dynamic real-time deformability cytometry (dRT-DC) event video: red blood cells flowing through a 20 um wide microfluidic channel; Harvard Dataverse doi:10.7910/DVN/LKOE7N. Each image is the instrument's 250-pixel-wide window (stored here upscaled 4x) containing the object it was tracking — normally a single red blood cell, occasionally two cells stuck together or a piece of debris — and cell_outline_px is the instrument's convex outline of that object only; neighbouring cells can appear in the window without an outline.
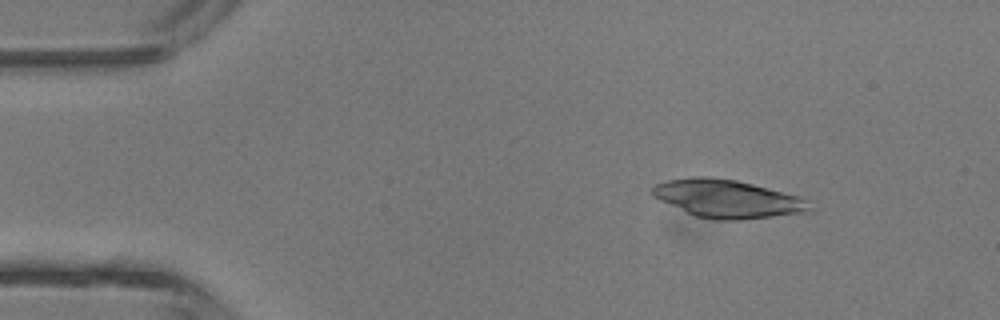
{"species": "common noctule bat (a hibernating species)", "species_latin": "Nyctalus noctula", "temperature_condition": "room temperature", "stored_images_in_passage": 2, "camera_frame_rate_fps": 3000, "um_per_image_px": 0.085, "animal": {"sex": "male", "body_mass_g": 13.3}, "frame": {"image": 1, "passage_image": 1, "time_ms": 0.0, "image_size_px": [1000, 320], "cell_outline_px": [[812, 212], [740, 220], [716, 220], [696, 216], [660, 200], [652, 196], [652, 188], [656, 184], [668, 180], [692, 176], [712, 176], [736, 180], [800, 196], [812, 208]], "centroid_in_image_um": [61.84, 16.89], "position_along_channel_um": 23.2, "area_um2": 34.8}}